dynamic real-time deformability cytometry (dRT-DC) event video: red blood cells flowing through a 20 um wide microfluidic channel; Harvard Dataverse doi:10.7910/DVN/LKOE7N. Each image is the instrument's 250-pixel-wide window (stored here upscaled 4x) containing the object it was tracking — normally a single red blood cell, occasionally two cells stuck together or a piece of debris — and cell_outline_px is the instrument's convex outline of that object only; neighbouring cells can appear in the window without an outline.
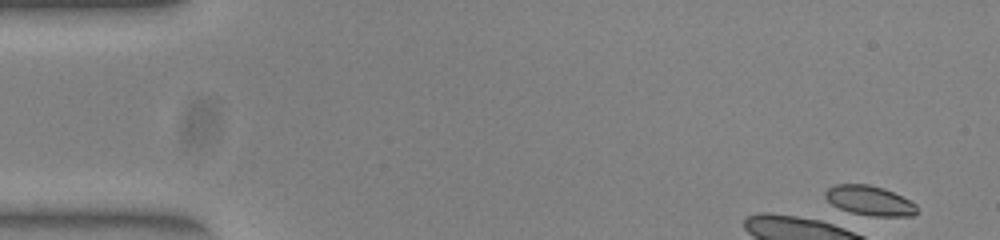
{"species": "common noctule bat (a hibernating species)", "species_latin": "Nyctalus noctula", "temperature_condition": "warm", "stored_images_in_passage": 1, "camera_frame_rate_fps": 3000, "um_per_image_px": 0.085, "animal": {"sex": "female", "body_mass_g": 23.0, "forearm_length_mm": 53.4}, "frame": {"image": 1, "passage_image": 1, "time_ms": 0.0, "image_size_px": [1000, 240], "cell_outline_px": [[916, 212], [912, 216], [872, 216], [852, 212], [840, 208], [832, 204], [824, 196], [824, 192], [828, 188], [836, 184], [868, 184], [884, 188], [916, 204]], "centroid_in_image_um": [73.89, 17.04], "position_along_channel_um": 11.1, "area_um2": 15.61}}